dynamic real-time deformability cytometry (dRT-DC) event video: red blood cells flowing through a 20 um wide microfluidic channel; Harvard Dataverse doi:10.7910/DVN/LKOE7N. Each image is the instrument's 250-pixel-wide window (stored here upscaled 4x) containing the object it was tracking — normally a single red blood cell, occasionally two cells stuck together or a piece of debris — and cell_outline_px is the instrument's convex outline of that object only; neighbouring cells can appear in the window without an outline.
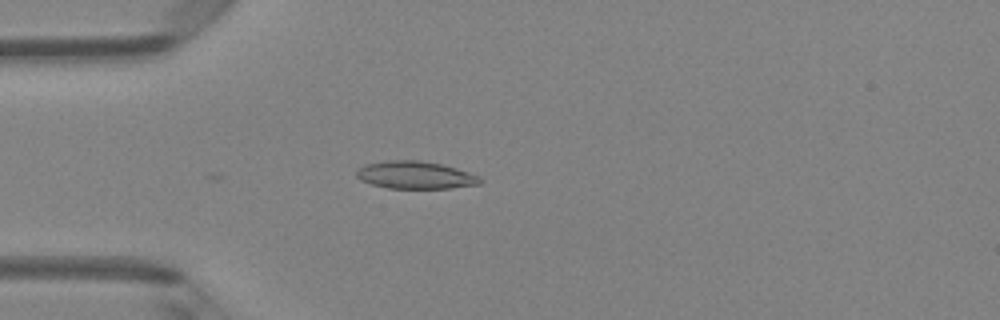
{"species": "Egyptian fruit bat (a non-hibernating species)", "species_latin": "Rousettus aegyptiacus", "temperature_condition": "room temperature", "stored_images_in_passage": 6, "camera_frame_rate_fps": 3000, "um_per_image_px": 0.085, "animal": {"sex": "female"}, "frame": {"image": 1, "passage_image": 2, "time_ms": 0.333, "image_size_px": [1000, 320], "cell_outline_px": [[484, 180], [480, 184], [452, 188], [388, 188], [372, 184], [360, 180], [356, 176], [356, 168], [364, 164], [388, 160], [420, 160], [440, 164], [456, 168], [480, 176]], "centroid_in_image_um": [35.29, 14.87], "position_along_channel_um": 49.7, "area_um2": 20.0}}
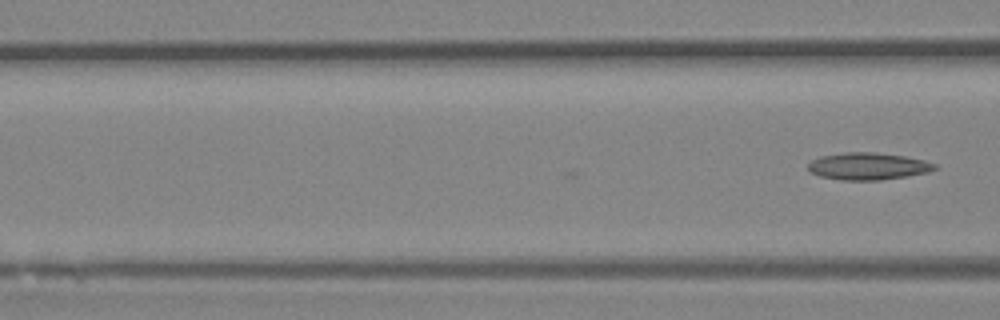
{"frame": {"image": 2, "passage_image": 6, "time_ms": 1.667, "image_size_px": [1000, 320], "cell_outline_px": [[940, 168], [928, 172], [908, 176], [880, 180], [840, 180], [820, 176], [812, 172], [808, 168], [808, 164], [812, 160], [820, 156], [844, 152], [876, 152], [904, 156], [924, 160], [936, 164]], "centroid_in_image_um": [73.81, 14.12], "position_along_channel_um": 92.8, "area_um2": 20.11}}